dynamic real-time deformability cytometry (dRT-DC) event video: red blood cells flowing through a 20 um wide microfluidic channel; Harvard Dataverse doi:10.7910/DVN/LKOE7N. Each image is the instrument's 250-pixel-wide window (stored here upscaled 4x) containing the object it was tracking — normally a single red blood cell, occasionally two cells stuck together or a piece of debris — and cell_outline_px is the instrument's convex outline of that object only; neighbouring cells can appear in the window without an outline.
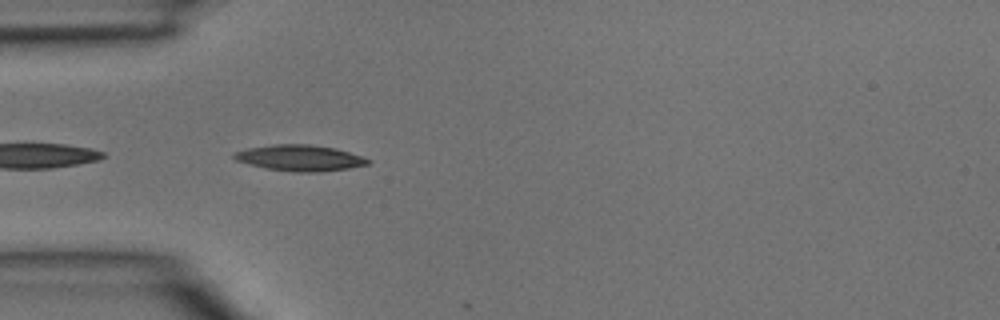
{"species": "common noctule bat (a hibernating species)", "species_latin": "Nyctalus noctula", "temperature_condition": "room temperature", "stored_images_in_passage": 4, "camera_frame_rate_fps": 3000, "um_per_image_px": 0.085, "animal": {"sex": "male", "body_mass_g": 15.6}, "frame": {"image": 1, "passage_image": 4, "time_ms": 1.0, "image_size_px": [1000, 320], "cell_outline_px": [[372, 160], [368, 164], [348, 168], [320, 172], [292, 172], [268, 168], [236, 160], [232, 156], [236, 152], [248, 148], [272, 144], [308, 144], [336, 148], [364, 156]], "centroid_in_image_um": [25.55, 13.42], "position_along_channel_um": 59.4, "area_um2": 20.17}}